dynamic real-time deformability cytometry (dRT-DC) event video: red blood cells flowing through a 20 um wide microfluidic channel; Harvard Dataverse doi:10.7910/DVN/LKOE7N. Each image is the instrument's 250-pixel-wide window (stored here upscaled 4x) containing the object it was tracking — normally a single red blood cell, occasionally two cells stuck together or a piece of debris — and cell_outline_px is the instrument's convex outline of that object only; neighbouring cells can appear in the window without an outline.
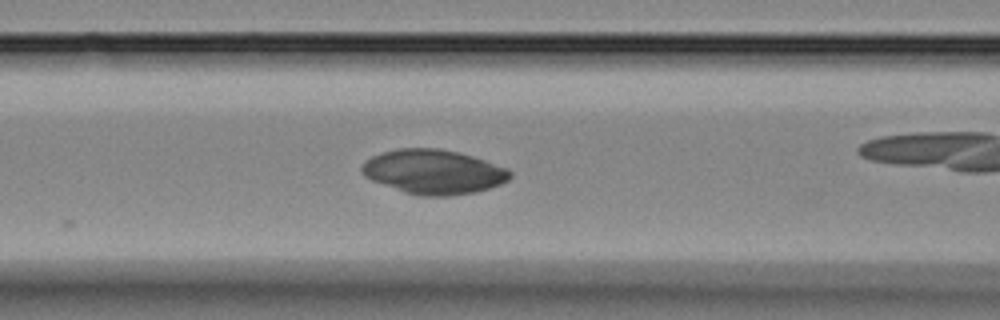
{"species": "Egyptian fruit bat (a non-hibernating species)", "species_latin": "Rousettus aegyptiacus", "temperature_condition": "room temperature", "stored_images_in_passage": 9, "camera_frame_rate_fps": 3000, "um_per_image_px": 0.085, "animal": {"sex": "female"}, "frame": {"image": 1, "passage_image": 5, "time_ms": 1.333, "image_size_px": [1000, 320], "cell_outline_px": [[512, 176], [508, 180], [500, 184], [476, 192], [448, 196], [420, 196], [404, 192], [372, 180], [364, 176], [360, 168], [372, 156], [384, 152], [400, 148], [440, 148], [472, 156], [508, 168], [512, 172]], "centroid_in_image_um": [36.87, 14.61], "position_along_channel_um": 129.7, "area_um2": 38.15}}
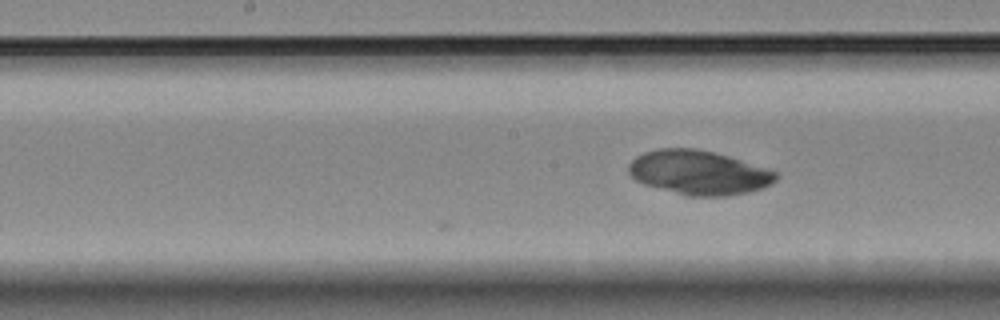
{"frame": {"image": 2, "passage_image": 9, "time_ms": 2.667, "image_size_px": [1000, 320], "cell_outline_px": [[780, 176], [772, 184], [764, 188], [748, 192], [728, 196], [688, 196], [644, 184], [636, 180], [628, 172], [628, 164], [636, 156], [644, 152], [656, 148], [696, 148], [728, 156], [768, 168], [776, 172]], "centroid_in_image_um": [59.41, 14.67], "position_along_channel_um": 188.8, "area_um2": 38.15}}